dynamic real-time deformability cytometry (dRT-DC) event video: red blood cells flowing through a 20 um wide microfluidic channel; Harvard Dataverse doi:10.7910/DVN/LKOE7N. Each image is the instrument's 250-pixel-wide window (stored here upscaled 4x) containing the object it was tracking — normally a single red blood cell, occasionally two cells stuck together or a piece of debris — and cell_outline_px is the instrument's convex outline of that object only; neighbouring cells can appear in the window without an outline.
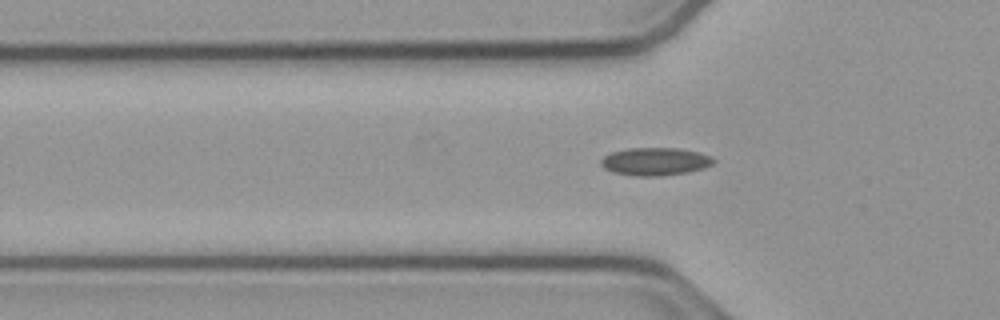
{"species": "common noctule bat (a hibernating species)", "species_latin": "Nyctalus noctula", "temperature_condition": "cold", "stored_images_in_passage": 45, "camera_frame_rate_fps": 3000, "um_per_image_px": 0.085, "animal": {"sex": "male", "body_mass_g": 23.1, "forearm_length_mm": 52.7}, "frame": {"image": 1, "passage_image": 13, "time_ms": 4.0, "image_size_px": [1000, 320], "cell_outline_px": [[716, 160], [712, 164], [704, 168], [688, 172], [660, 176], [632, 176], [612, 172], [604, 168], [600, 164], [600, 160], [604, 156], [612, 152], [628, 148], [676, 148], [696, 152], [708, 156]], "centroid_in_image_um": [55.64, 13.74], "position_along_channel_um": 70.2, "area_um2": 18.21}}
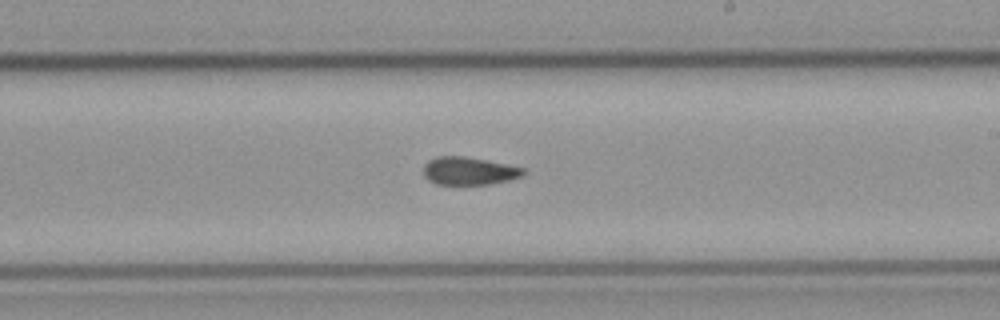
{"frame": {"image": 2, "passage_image": 27, "time_ms": 8.667, "image_size_px": [1000, 320], "cell_outline_px": [[524, 176], [492, 184], [436, 184], [428, 180], [424, 176], [424, 164], [428, 160], [436, 156], [464, 156], [524, 168]], "centroid_in_image_um": [39.83, 14.53], "position_along_channel_um": 249.2, "area_um2": 16.13}}
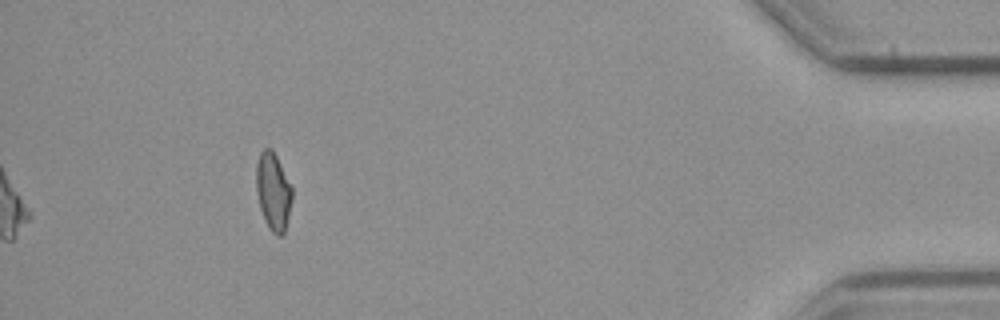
{"frame": {"image": 3, "passage_image": 45, "time_ms": 14.667, "image_size_px": [1000, 320], "cell_outline_px": [[292, 200], [284, 232], [280, 236], [276, 236], [268, 228], [264, 220], [260, 208], [256, 192], [256, 164], [260, 152], [264, 148], [272, 148], [292, 188]], "centroid_in_image_um": [23.2, 16.28], "position_along_channel_um": 412.0, "area_um2": 16.18}, "authors_computed_cell_mechanics": {"area_um2": 16.9932, "velocity_mm_per_s": 3.8011, "shape_relaxation_time_tau1_ms": null, "shape_relaxation_time_tau2_ms": 2.847, "deformation_change_tau1": null, "deformation_change_tau2": 0.0669}}